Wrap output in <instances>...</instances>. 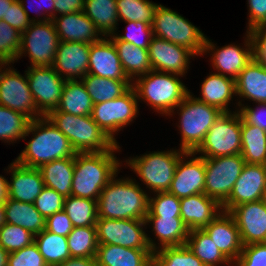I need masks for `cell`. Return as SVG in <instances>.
Instances as JSON below:
<instances>
[{
  "instance_id": "1",
  "label": "cell",
  "mask_w": 266,
  "mask_h": 266,
  "mask_svg": "<svg viewBox=\"0 0 266 266\" xmlns=\"http://www.w3.org/2000/svg\"><path fill=\"white\" fill-rule=\"evenodd\" d=\"M29 134H32L31 140L15 159L21 165L39 168L45 163L73 157L76 154L69 139L47 116L30 121L24 140Z\"/></svg>"
},
{
  "instance_id": "2",
  "label": "cell",
  "mask_w": 266,
  "mask_h": 266,
  "mask_svg": "<svg viewBox=\"0 0 266 266\" xmlns=\"http://www.w3.org/2000/svg\"><path fill=\"white\" fill-rule=\"evenodd\" d=\"M120 149L116 144L110 151L76 153L71 195L97 201L104 187L119 173L122 161L115 153Z\"/></svg>"
},
{
  "instance_id": "3",
  "label": "cell",
  "mask_w": 266,
  "mask_h": 266,
  "mask_svg": "<svg viewBox=\"0 0 266 266\" xmlns=\"http://www.w3.org/2000/svg\"><path fill=\"white\" fill-rule=\"evenodd\" d=\"M117 176L118 173L97 199L98 218L146 220L149 199L147 192L141 189L135 179H116Z\"/></svg>"
},
{
  "instance_id": "4",
  "label": "cell",
  "mask_w": 266,
  "mask_h": 266,
  "mask_svg": "<svg viewBox=\"0 0 266 266\" xmlns=\"http://www.w3.org/2000/svg\"><path fill=\"white\" fill-rule=\"evenodd\" d=\"M179 77L182 76L151 70L134 79L132 87L139 102H147L157 113L172 116L190 92Z\"/></svg>"
},
{
  "instance_id": "5",
  "label": "cell",
  "mask_w": 266,
  "mask_h": 266,
  "mask_svg": "<svg viewBox=\"0 0 266 266\" xmlns=\"http://www.w3.org/2000/svg\"><path fill=\"white\" fill-rule=\"evenodd\" d=\"M47 117L69 139L76 153L110 151L116 145L91 115L76 116L53 110Z\"/></svg>"
},
{
  "instance_id": "6",
  "label": "cell",
  "mask_w": 266,
  "mask_h": 266,
  "mask_svg": "<svg viewBox=\"0 0 266 266\" xmlns=\"http://www.w3.org/2000/svg\"><path fill=\"white\" fill-rule=\"evenodd\" d=\"M176 108L180 117L177 126L181 132L180 149L194 152L222 111L193 97L191 92Z\"/></svg>"
},
{
  "instance_id": "7",
  "label": "cell",
  "mask_w": 266,
  "mask_h": 266,
  "mask_svg": "<svg viewBox=\"0 0 266 266\" xmlns=\"http://www.w3.org/2000/svg\"><path fill=\"white\" fill-rule=\"evenodd\" d=\"M185 151L179 149L152 151L126 160L128 167L153 193L168 191L174 178L179 158Z\"/></svg>"
},
{
  "instance_id": "8",
  "label": "cell",
  "mask_w": 266,
  "mask_h": 266,
  "mask_svg": "<svg viewBox=\"0 0 266 266\" xmlns=\"http://www.w3.org/2000/svg\"><path fill=\"white\" fill-rule=\"evenodd\" d=\"M242 117L238 110L222 112L194 151L203 158L224 157L241 153Z\"/></svg>"
},
{
  "instance_id": "9",
  "label": "cell",
  "mask_w": 266,
  "mask_h": 266,
  "mask_svg": "<svg viewBox=\"0 0 266 266\" xmlns=\"http://www.w3.org/2000/svg\"><path fill=\"white\" fill-rule=\"evenodd\" d=\"M152 28L154 37L187 47L196 56L204 54L206 36L176 11L159 4Z\"/></svg>"
},
{
  "instance_id": "10",
  "label": "cell",
  "mask_w": 266,
  "mask_h": 266,
  "mask_svg": "<svg viewBox=\"0 0 266 266\" xmlns=\"http://www.w3.org/2000/svg\"><path fill=\"white\" fill-rule=\"evenodd\" d=\"M59 42L52 20L31 22L21 34V46L16 62L22 56L28 55L31 67L53 66Z\"/></svg>"
},
{
  "instance_id": "11",
  "label": "cell",
  "mask_w": 266,
  "mask_h": 266,
  "mask_svg": "<svg viewBox=\"0 0 266 266\" xmlns=\"http://www.w3.org/2000/svg\"><path fill=\"white\" fill-rule=\"evenodd\" d=\"M131 86L124 94L113 100L93 104L92 118L117 145L115 134L130 125L139 113V103Z\"/></svg>"
},
{
  "instance_id": "12",
  "label": "cell",
  "mask_w": 266,
  "mask_h": 266,
  "mask_svg": "<svg viewBox=\"0 0 266 266\" xmlns=\"http://www.w3.org/2000/svg\"><path fill=\"white\" fill-rule=\"evenodd\" d=\"M205 194L221 205L228 199L237 181L245 160L241 154L204 158Z\"/></svg>"
},
{
  "instance_id": "13",
  "label": "cell",
  "mask_w": 266,
  "mask_h": 266,
  "mask_svg": "<svg viewBox=\"0 0 266 266\" xmlns=\"http://www.w3.org/2000/svg\"><path fill=\"white\" fill-rule=\"evenodd\" d=\"M10 65L0 64V105L24 114L31 121L42 117L30 91L26 71L22 76Z\"/></svg>"
},
{
  "instance_id": "14",
  "label": "cell",
  "mask_w": 266,
  "mask_h": 266,
  "mask_svg": "<svg viewBox=\"0 0 266 266\" xmlns=\"http://www.w3.org/2000/svg\"><path fill=\"white\" fill-rule=\"evenodd\" d=\"M144 228H147L146 220L97 218L98 244L151 249Z\"/></svg>"
},
{
  "instance_id": "15",
  "label": "cell",
  "mask_w": 266,
  "mask_h": 266,
  "mask_svg": "<svg viewBox=\"0 0 266 266\" xmlns=\"http://www.w3.org/2000/svg\"><path fill=\"white\" fill-rule=\"evenodd\" d=\"M26 75L37 110L47 116L57 108L66 80L52 66H30Z\"/></svg>"
},
{
  "instance_id": "16",
  "label": "cell",
  "mask_w": 266,
  "mask_h": 266,
  "mask_svg": "<svg viewBox=\"0 0 266 266\" xmlns=\"http://www.w3.org/2000/svg\"><path fill=\"white\" fill-rule=\"evenodd\" d=\"M245 35L244 47L229 44L219 48L206 37L203 53H213H210L212 55L210 62H212L213 69L216 70L215 73L236 80L240 72L254 58V43L251 32L246 31Z\"/></svg>"
},
{
  "instance_id": "17",
  "label": "cell",
  "mask_w": 266,
  "mask_h": 266,
  "mask_svg": "<svg viewBox=\"0 0 266 266\" xmlns=\"http://www.w3.org/2000/svg\"><path fill=\"white\" fill-rule=\"evenodd\" d=\"M205 174L204 158L185 152L179 158L168 192L179 199L205 193Z\"/></svg>"
},
{
  "instance_id": "18",
  "label": "cell",
  "mask_w": 266,
  "mask_h": 266,
  "mask_svg": "<svg viewBox=\"0 0 266 266\" xmlns=\"http://www.w3.org/2000/svg\"><path fill=\"white\" fill-rule=\"evenodd\" d=\"M149 61L152 70L184 76L191 57L196 55L187 47L153 37L149 45Z\"/></svg>"
},
{
  "instance_id": "19",
  "label": "cell",
  "mask_w": 266,
  "mask_h": 266,
  "mask_svg": "<svg viewBox=\"0 0 266 266\" xmlns=\"http://www.w3.org/2000/svg\"><path fill=\"white\" fill-rule=\"evenodd\" d=\"M266 188V166L245 163L228 199L222 204L223 211L244 203L262 200Z\"/></svg>"
},
{
  "instance_id": "20",
  "label": "cell",
  "mask_w": 266,
  "mask_h": 266,
  "mask_svg": "<svg viewBox=\"0 0 266 266\" xmlns=\"http://www.w3.org/2000/svg\"><path fill=\"white\" fill-rule=\"evenodd\" d=\"M229 213L238 226L243 246L266 242V204L262 200L237 205Z\"/></svg>"
},
{
  "instance_id": "21",
  "label": "cell",
  "mask_w": 266,
  "mask_h": 266,
  "mask_svg": "<svg viewBox=\"0 0 266 266\" xmlns=\"http://www.w3.org/2000/svg\"><path fill=\"white\" fill-rule=\"evenodd\" d=\"M90 44L60 41L54 59V70L65 80H81L88 74Z\"/></svg>"
},
{
  "instance_id": "22",
  "label": "cell",
  "mask_w": 266,
  "mask_h": 266,
  "mask_svg": "<svg viewBox=\"0 0 266 266\" xmlns=\"http://www.w3.org/2000/svg\"><path fill=\"white\" fill-rule=\"evenodd\" d=\"M88 74L119 81H130L124 73L113 41L107 37L90 44Z\"/></svg>"
},
{
  "instance_id": "23",
  "label": "cell",
  "mask_w": 266,
  "mask_h": 266,
  "mask_svg": "<svg viewBox=\"0 0 266 266\" xmlns=\"http://www.w3.org/2000/svg\"><path fill=\"white\" fill-rule=\"evenodd\" d=\"M7 173H11L8 181V198L33 204L45 187L41 172L17 163L15 160L8 165Z\"/></svg>"
},
{
  "instance_id": "24",
  "label": "cell",
  "mask_w": 266,
  "mask_h": 266,
  "mask_svg": "<svg viewBox=\"0 0 266 266\" xmlns=\"http://www.w3.org/2000/svg\"><path fill=\"white\" fill-rule=\"evenodd\" d=\"M203 230L214 241L218 249L233 264L240 255L243 244L241 242L238 226L232 215L222 211Z\"/></svg>"
},
{
  "instance_id": "25",
  "label": "cell",
  "mask_w": 266,
  "mask_h": 266,
  "mask_svg": "<svg viewBox=\"0 0 266 266\" xmlns=\"http://www.w3.org/2000/svg\"><path fill=\"white\" fill-rule=\"evenodd\" d=\"M52 22L60 41L92 44L103 38L83 11L57 15Z\"/></svg>"
},
{
  "instance_id": "26",
  "label": "cell",
  "mask_w": 266,
  "mask_h": 266,
  "mask_svg": "<svg viewBox=\"0 0 266 266\" xmlns=\"http://www.w3.org/2000/svg\"><path fill=\"white\" fill-rule=\"evenodd\" d=\"M222 211V205L205 193L180 199V217L189 231L203 229Z\"/></svg>"
},
{
  "instance_id": "27",
  "label": "cell",
  "mask_w": 266,
  "mask_h": 266,
  "mask_svg": "<svg viewBox=\"0 0 266 266\" xmlns=\"http://www.w3.org/2000/svg\"><path fill=\"white\" fill-rule=\"evenodd\" d=\"M146 224L152 225V232L159 242L147 237L152 252L164 247L186 245L189 230L181 217H146Z\"/></svg>"
},
{
  "instance_id": "28",
  "label": "cell",
  "mask_w": 266,
  "mask_h": 266,
  "mask_svg": "<svg viewBox=\"0 0 266 266\" xmlns=\"http://www.w3.org/2000/svg\"><path fill=\"white\" fill-rule=\"evenodd\" d=\"M236 96L257 103H266V66L255 57L235 80Z\"/></svg>"
},
{
  "instance_id": "29",
  "label": "cell",
  "mask_w": 266,
  "mask_h": 266,
  "mask_svg": "<svg viewBox=\"0 0 266 266\" xmlns=\"http://www.w3.org/2000/svg\"><path fill=\"white\" fill-rule=\"evenodd\" d=\"M152 253L151 249L99 244L95 259L97 266H150Z\"/></svg>"
},
{
  "instance_id": "30",
  "label": "cell",
  "mask_w": 266,
  "mask_h": 266,
  "mask_svg": "<svg viewBox=\"0 0 266 266\" xmlns=\"http://www.w3.org/2000/svg\"><path fill=\"white\" fill-rule=\"evenodd\" d=\"M201 97L197 99L222 112H231L229 107L234 95L236 96L235 80L219 73H211L201 85Z\"/></svg>"
},
{
  "instance_id": "31",
  "label": "cell",
  "mask_w": 266,
  "mask_h": 266,
  "mask_svg": "<svg viewBox=\"0 0 266 266\" xmlns=\"http://www.w3.org/2000/svg\"><path fill=\"white\" fill-rule=\"evenodd\" d=\"M74 167L75 156L45 163L38 169L46 187L56 190L64 197H69L71 195Z\"/></svg>"
},
{
  "instance_id": "32",
  "label": "cell",
  "mask_w": 266,
  "mask_h": 266,
  "mask_svg": "<svg viewBox=\"0 0 266 266\" xmlns=\"http://www.w3.org/2000/svg\"><path fill=\"white\" fill-rule=\"evenodd\" d=\"M4 211L6 223L21 226L33 235L45 230L46 219L36 210L34 204L7 198Z\"/></svg>"
},
{
  "instance_id": "33",
  "label": "cell",
  "mask_w": 266,
  "mask_h": 266,
  "mask_svg": "<svg viewBox=\"0 0 266 266\" xmlns=\"http://www.w3.org/2000/svg\"><path fill=\"white\" fill-rule=\"evenodd\" d=\"M83 12L103 37L117 32L119 18L116 0H85Z\"/></svg>"
},
{
  "instance_id": "34",
  "label": "cell",
  "mask_w": 266,
  "mask_h": 266,
  "mask_svg": "<svg viewBox=\"0 0 266 266\" xmlns=\"http://www.w3.org/2000/svg\"><path fill=\"white\" fill-rule=\"evenodd\" d=\"M112 41L117 49L124 73L131 82L152 70L148 49L121 40Z\"/></svg>"
},
{
  "instance_id": "35",
  "label": "cell",
  "mask_w": 266,
  "mask_h": 266,
  "mask_svg": "<svg viewBox=\"0 0 266 266\" xmlns=\"http://www.w3.org/2000/svg\"><path fill=\"white\" fill-rule=\"evenodd\" d=\"M55 110L76 116L92 114L93 102L81 80H66Z\"/></svg>"
},
{
  "instance_id": "36",
  "label": "cell",
  "mask_w": 266,
  "mask_h": 266,
  "mask_svg": "<svg viewBox=\"0 0 266 266\" xmlns=\"http://www.w3.org/2000/svg\"><path fill=\"white\" fill-rule=\"evenodd\" d=\"M186 245L205 266H233L203 229L190 230Z\"/></svg>"
},
{
  "instance_id": "37",
  "label": "cell",
  "mask_w": 266,
  "mask_h": 266,
  "mask_svg": "<svg viewBox=\"0 0 266 266\" xmlns=\"http://www.w3.org/2000/svg\"><path fill=\"white\" fill-rule=\"evenodd\" d=\"M241 155L248 164L265 165L266 131L242 119Z\"/></svg>"
},
{
  "instance_id": "38",
  "label": "cell",
  "mask_w": 266,
  "mask_h": 266,
  "mask_svg": "<svg viewBox=\"0 0 266 266\" xmlns=\"http://www.w3.org/2000/svg\"><path fill=\"white\" fill-rule=\"evenodd\" d=\"M81 81L90 95L93 104L120 97L132 86L131 81H119L91 74L84 75Z\"/></svg>"
},
{
  "instance_id": "39",
  "label": "cell",
  "mask_w": 266,
  "mask_h": 266,
  "mask_svg": "<svg viewBox=\"0 0 266 266\" xmlns=\"http://www.w3.org/2000/svg\"><path fill=\"white\" fill-rule=\"evenodd\" d=\"M34 242L48 266H57L71 257L67 237L44 230L35 235Z\"/></svg>"
},
{
  "instance_id": "40",
  "label": "cell",
  "mask_w": 266,
  "mask_h": 266,
  "mask_svg": "<svg viewBox=\"0 0 266 266\" xmlns=\"http://www.w3.org/2000/svg\"><path fill=\"white\" fill-rule=\"evenodd\" d=\"M63 211L73 227L96 226L97 201L70 195L65 198Z\"/></svg>"
},
{
  "instance_id": "41",
  "label": "cell",
  "mask_w": 266,
  "mask_h": 266,
  "mask_svg": "<svg viewBox=\"0 0 266 266\" xmlns=\"http://www.w3.org/2000/svg\"><path fill=\"white\" fill-rule=\"evenodd\" d=\"M67 243L71 257H95L99 245L96 226L73 227Z\"/></svg>"
},
{
  "instance_id": "42",
  "label": "cell",
  "mask_w": 266,
  "mask_h": 266,
  "mask_svg": "<svg viewBox=\"0 0 266 266\" xmlns=\"http://www.w3.org/2000/svg\"><path fill=\"white\" fill-rule=\"evenodd\" d=\"M153 266H205L187 245L164 247L152 253Z\"/></svg>"
},
{
  "instance_id": "43",
  "label": "cell",
  "mask_w": 266,
  "mask_h": 266,
  "mask_svg": "<svg viewBox=\"0 0 266 266\" xmlns=\"http://www.w3.org/2000/svg\"><path fill=\"white\" fill-rule=\"evenodd\" d=\"M30 121L24 114L0 105V140L15 143L24 139Z\"/></svg>"
},
{
  "instance_id": "44",
  "label": "cell",
  "mask_w": 266,
  "mask_h": 266,
  "mask_svg": "<svg viewBox=\"0 0 266 266\" xmlns=\"http://www.w3.org/2000/svg\"><path fill=\"white\" fill-rule=\"evenodd\" d=\"M118 18L153 25L158 4L149 0H116Z\"/></svg>"
},
{
  "instance_id": "45",
  "label": "cell",
  "mask_w": 266,
  "mask_h": 266,
  "mask_svg": "<svg viewBox=\"0 0 266 266\" xmlns=\"http://www.w3.org/2000/svg\"><path fill=\"white\" fill-rule=\"evenodd\" d=\"M34 237L31 232L10 223H5L0 227V245L8 252L18 251L34 242Z\"/></svg>"
},
{
  "instance_id": "46",
  "label": "cell",
  "mask_w": 266,
  "mask_h": 266,
  "mask_svg": "<svg viewBox=\"0 0 266 266\" xmlns=\"http://www.w3.org/2000/svg\"><path fill=\"white\" fill-rule=\"evenodd\" d=\"M21 46V33L0 20V64L16 61Z\"/></svg>"
},
{
  "instance_id": "47",
  "label": "cell",
  "mask_w": 266,
  "mask_h": 266,
  "mask_svg": "<svg viewBox=\"0 0 266 266\" xmlns=\"http://www.w3.org/2000/svg\"><path fill=\"white\" fill-rule=\"evenodd\" d=\"M155 197L148 199V213L146 217H180V199L165 192L154 193Z\"/></svg>"
},
{
  "instance_id": "48",
  "label": "cell",
  "mask_w": 266,
  "mask_h": 266,
  "mask_svg": "<svg viewBox=\"0 0 266 266\" xmlns=\"http://www.w3.org/2000/svg\"><path fill=\"white\" fill-rule=\"evenodd\" d=\"M125 23H127V33L123 35L115 33L109 36V38L111 40H121L137 47L149 49L150 41L154 37L152 26L140 21H126Z\"/></svg>"
},
{
  "instance_id": "49",
  "label": "cell",
  "mask_w": 266,
  "mask_h": 266,
  "mask_svg": "<svg viewBox=\"0 0 266 266\" xmlns=\"http://www.w3.org/2000/svg\"><path fill=\"white\" fill-rule=\"evenodd\" d=\"M65 198L56 190L45 186L33 204L36 210L46 219L63 210Z\"/></svg>"
},
{
  "instance_id": "50",
  "label": "cell",
  "mask_w": 266,
  "mask_h": 266,
  "mask_svg": "<svg viewBox=\"0 0 266 266\" xmlns=\"http://www.w3.org/2000/svg\"><path fill=\"white\" fill-rule=\"evenodd\" d=\"M7 266H48L33 242L18 251L8 254Z\"/></svg>"
},
{
  "instance_id": "51",
  "label": "cell",
  "mask_w": 266,
  "mask_h": 266,
  "mask_svg": "<svg viewBox=\"0 0 266 266\" xmlns=\"http://www.w3.org/2000/svg\"><path fill=\"white\" fill-rule=\"evenodd\" d=\"M25 2V0H16L8 9L7 17L2 19L21 34L30 26L31 22H36V17L29 18Z\"/></svg>"
},
{
  "instance_id": "52",
  "label": "cell",
  "mask_w": 266,
  "mask_h": 266,
  "mask_svg": "<svg viewBox=\"0 0 266 266\" xmlns=\"http://www.w3.org/2000/svg\"><path fill=\"white\" fill-rule=\"evenodd\" d=\"M233 266H266V242L244 245Z\"/></svg>"
},
{
  "instance_id": "53",
  "label": "cell",
  "mask_w": 266,
  "mask_h": 266,
  "mask_svg": "<svg viewBox=\"0 0 266 266\" xmlns=\"http://www.w3.org/2000/svg\"><path fill=\"white\" fill-rule=\"evenodd\" d=\"M241 102L242 100L236 103V105L242 119L246 123L258 126L266 131V103H258L256 108H252L248 105L244 106Z\"/></svg>"
},
{
  "instance_id": "54",
  "label": "cell",
  "mask_w": 266,
  "mask_h": 266,
  "mask_svg": "<svg viewBox=\"0 0 266 266\" xmlns=\"http://www.w3.org/2000/svg\"><path fill=\"white\" fill-rule=\"evenodd\" d=\"M249 20L247 32L266 27V0H247Z\"/></svg>"
},
{
  "instance_id": "55",
  "label": "cell",
  "mask_w": 266,
  "mask_h": 266,
  "mask_svg": "<svg viewBox=\"0 0 266 266\" xmlns=\"http://www.w3.org/2000/svg\"><path fill=\"white\" fill-rule=\"evenodd\" d=\"M45 230L67 237L73 230V225L67 214L62 210L46 218Z\"/></svg>"
},
{
  "instance_id": "56",
  "label": "cell",
  "mask_w": 266,
  "mask_h": 266,
  "mask_svg": "<svg viewBox=\"0 0 266 266\" xmlns=\"http://www.w3.org/2000/svg\"><path fill=\"white\" fill-rule=\"evenodd\" d=\"M254 43V57L266 66V27L251 32Z\"/></svg>"
},
{
  "instance_id": "57",
  "label": "cell",
  "mask_w": 266,
  "mask_h": 266,
  "mask_svg": "<svg viewBox=\"0 0 266 266\" xmlns=\"http://www.w3.org/2000/svg\"><path fill=\"white\" fill-rule=\"evenodd\" d=\"M85 0H54L55 17L62 14H69L83 11Z\"/></svg>"
},
{
  "instance_id": "58",
  "label": "cell",
  "mask_w": 266,
  "mask_h": 266,
  "mask_svg": "<svg viewBox=\"0 0 266 266\" xmlns=\"http://www.w3.org/2000/svg\"><path fill=\"white\" fill-rule=\"evenodd\" d=\"M39 4H40V8L42 9V11H44V13L42 12L38 18L36 19V22H43V21H47V20H52L55 17V6H54V0H39ZM42 6V7H41ZM47 13V14H45ZM44 15V17L42 18L41 15ZM46 15V16H45ZM40 17V18H39Z\"/></svg>"
},
{
  "instance_id": "59",
  "label": "cell",
  "mask_w": 266,
  "mask_h": 266,
  "mask_svg": "<svg viewBox=\"0 0 266 266\" xmlns=\"http://www.w3.org/2000/svg\"><path fill=\"white\" fill-rule=\"evenodd\" d=\"M57 266H97L95 257H70Z\"/></svg>"
},
{
  "instance_id": "60",
  "label": "cell",
  "mask_w": 266,
  "mask_h": 266,
  "mask_svg": "<svg viewBox=\"0 0 266 266\" xmlns=\"http://www.w3.org/2000/svg\"><path fill=\"white\" fill-rule=\"evenodd\" d=\"M8 198V179L0 175V204H4Z\"/></svg>"
},
{
  "instance_id": "61",
  "label": "cell",
  "mask_w": 266,
  "mask_h": 266,
  "mask_svg": "<svg viewBox=\"0 0 266 266\" xmlns=\"http://www.w3.org/2000/svg\"><path fill=\"white\" fill-rule=\"evenodd\" d=\"M16 0H0V20L7 17L8 9Z\"/></svg>"
},
{
  "instance_id": "62",
  "label": "cell",
  "mask_w": 266,
  "mask_h": 266,
  "mask_svg": "<svg viewBox=\"0 0 266 266\" xmlns=\"http://www.w3.org/2000/svg\"><path fill=\"white\" fill-rule=\"evenodd\" d=\"M8 252L0 245V266H7Z\"/></svg>"
},
{
  "instance_id": "63",
  "label": "cell",
  "mask_w": 266,
  "mask_h": 266,
  "mask_svg": "<svg viewBox=\"0 0 266 266\" xmlns=\"http://www.w3.org/2000/svg\"><path fill=\"white\" fill-rule=\"evenodd\" d=\"M6 223L4 204H0V227Z\"/></svg>"
},
{
  "instance_id": "64",
  "label": "cell",
  "mask_w": 266,
  "mask_h": 266,
  "mask_svg": "<svg viewBox=\"0 0 266 266\" xmlns=\"http://www.w3.org/2000/svg\"><path fill=\"white\" fill-rule=\"evenodd\" d=\"M262 201L266 204V188L264 190Z\"/></svg>"
},
{
  "instance_id": "65",
  "label": "cell",
  "mask_w": 266,
  "mask_h": 266,
  "mask_svg": "<svg viewBox=\"0 0 266 266\" xmlns=\"http://www.w3.org/2000/svg\"><path fill=\"white\" fill-rule=\"evenodd\" d=\"M38 1H39V0H38ZM38 1H37V2H38ZM28 4H29V8H32V7L30 6V4H33V3H32V2L30 3V0H28ZM32 6H33V5H32ZM34 6H35V5H34ZM27 7H28V6H27ZM35 7H36V6H35ZM29 8H28V9H29ZM39 9H40V8H39ZM33 10H35V9H33ZM35 12L37 13V12H38V9L35 10Z\"/></svg>"
}]
</instances>
